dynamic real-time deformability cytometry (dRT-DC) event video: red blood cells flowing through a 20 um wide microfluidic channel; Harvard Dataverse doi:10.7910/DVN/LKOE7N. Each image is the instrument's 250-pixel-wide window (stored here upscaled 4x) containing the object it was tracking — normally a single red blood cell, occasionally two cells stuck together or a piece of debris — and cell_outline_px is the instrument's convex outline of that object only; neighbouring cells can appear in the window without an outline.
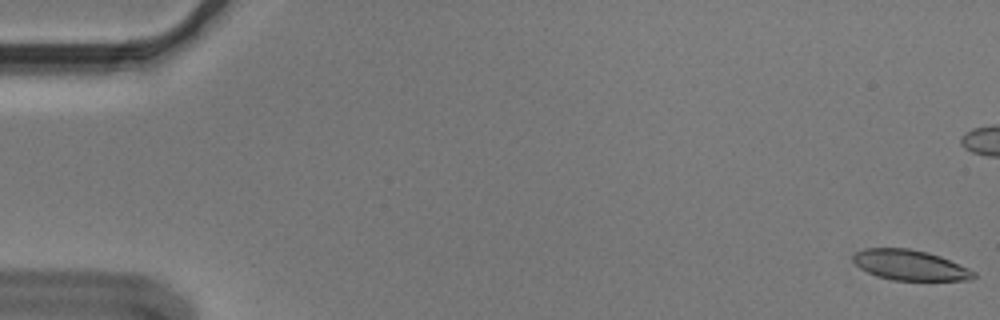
{"species": "Egyptian fruit bat (a non-hibernating species)", "species_latin": "Rousettus aegyptiacus", "temperature_condition": "cold", "stored_images_in_passage": 45, "camera_frame_rate_fps": 3000, "um_per_image_px": 0.085, "animal": {"sex": "male"}, "frame": {"image": 1, "passage_image": 1, "time_ms": 0.0, "image_size_px": [1000, 320], "cell_outline_px": [[976, 276], [972, 280], [892, 280], [876, 276], [860, 268], [852, 260], [852, 256], [856, 252], [864, 248], [908, 248], [928, 252], [940, 256], [968, 268], [976, 272]], "centroid_in_image_um": [77.34, 22.53], "position_along_channel_um": 7.7, "area_um2": 21.33}}
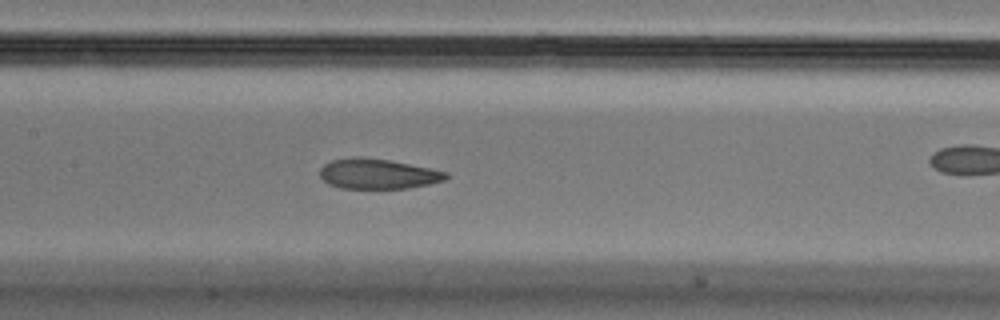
{"frame": {"image": 2, "passage_image": 27, "time_ms": 8.667, "image_size_px": [1000, 320], "cell_outline_px": [[448, 176], [444, 180], [428, 184], [408, 188], [340, 188], [328, 184], [320, 176], [320, 168], [324, 164], [332, 160], [356, 156], [360, 156], [388, 160], [448, 172]], "centroid_in_image_um": [32.07, 14.77], "position_along_channel_um": 175.3, "area_um2": 21.96}}
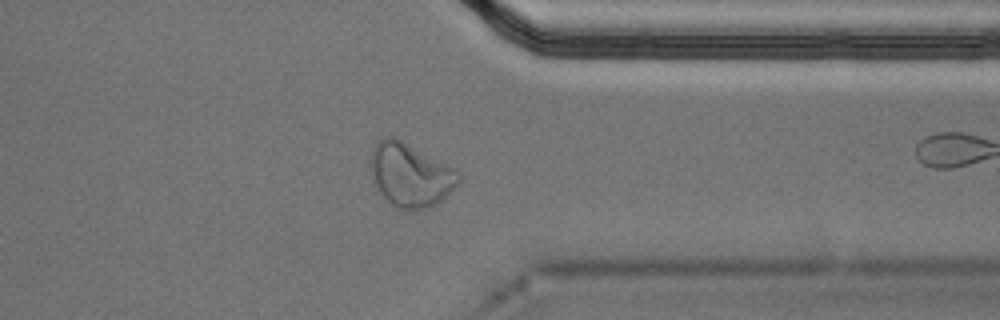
{"frame": {"image": 3, "passage_image": 44, "time_ms": 14.333, "image_size_px": [1000, 320], "cell_outline_px": [[460, 184], [436, 204], [428, 208], [396, 208], [380, 192], [372, 176], [372, 148], [384, 136], [396, 136], [456, 168], [460, 172]], "centroid_in_image_um": [34.94, 14.83], "position_along_channel_um": 376.5, "area_um2": 32.48}}